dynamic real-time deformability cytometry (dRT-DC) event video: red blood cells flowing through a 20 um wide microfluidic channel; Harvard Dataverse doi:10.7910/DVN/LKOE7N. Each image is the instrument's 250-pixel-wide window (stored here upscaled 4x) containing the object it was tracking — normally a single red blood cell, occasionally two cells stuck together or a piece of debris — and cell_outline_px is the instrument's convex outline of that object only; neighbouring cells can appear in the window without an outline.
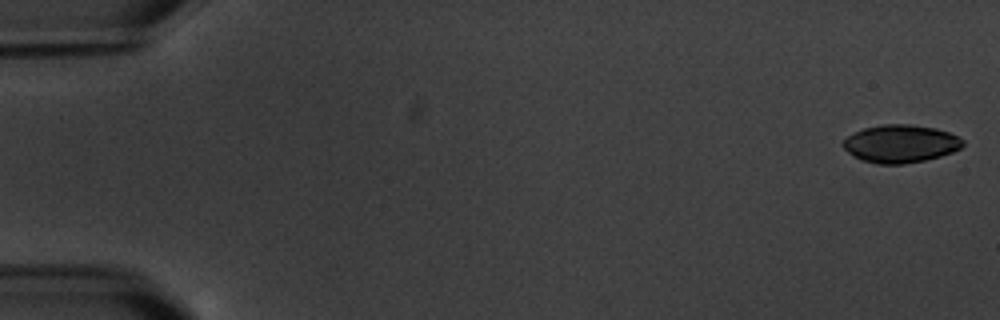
{"species": "common noctule bat (a hibernating species)", "species_latin": "Nyctalus noctula", "temperature_condition": "warm", "stored_images_in_passage": 7, "segment_of_instrument_passage": [1, 2], "camera_frame_rate_fps": 3000, "um_per_image_px": 0.085, "animal": {"sex": "male", "body_mass_g": 20.1, "forearm_length_mm": 53.5}, "frame": {"image": 1, "passage_image": 1, "time_ms": 0.0, "image_size_px": [1000, 320], "cell_outline_px": [[964, 144], [960, 148], [952, 152], [940, 156], [924, 160], [904, 164], [876, 164], [860, 160], [852, 156], [840, 144], [848, 136], [864, 128], [884, 124], [908, 124], [936, 128], [948, 132], [964, 140]], "centroid_in_image_um": [76.52, 12.22], "position_along_channel_um": 8.5, "area_um2": 26.41}}
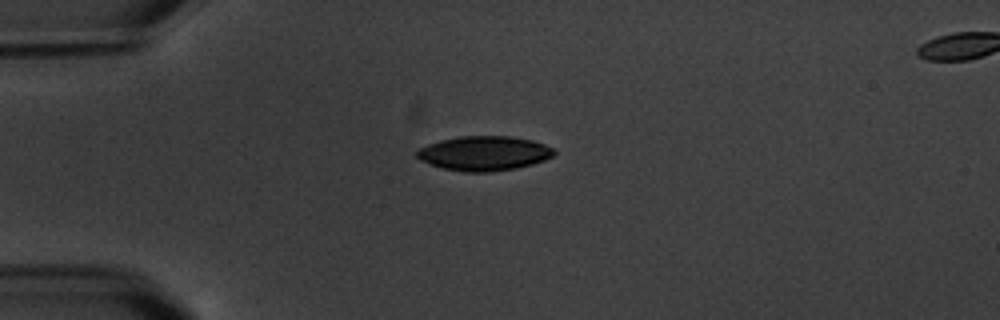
{"frame": {"image": 2, "passage_image": 5, "time_ms": 4.667, "image_size_px": [1000, 320], "cell_outline_px": [[556, 152], [552, 156], [544, 160], [532, 164], [516, 168], [488, 172], [464, 172], [444, 168], [420, 160], [416, 156], [416, 152], [420, 148], [428, 144], [440, 140], [460, 136], [508, 136], [532, 140], [544, 144], [552, 148]], "centroid_in_image_um": [41.15, 13.03], "position_along_channel_um": 43.9, "area_um2": 27.4}}